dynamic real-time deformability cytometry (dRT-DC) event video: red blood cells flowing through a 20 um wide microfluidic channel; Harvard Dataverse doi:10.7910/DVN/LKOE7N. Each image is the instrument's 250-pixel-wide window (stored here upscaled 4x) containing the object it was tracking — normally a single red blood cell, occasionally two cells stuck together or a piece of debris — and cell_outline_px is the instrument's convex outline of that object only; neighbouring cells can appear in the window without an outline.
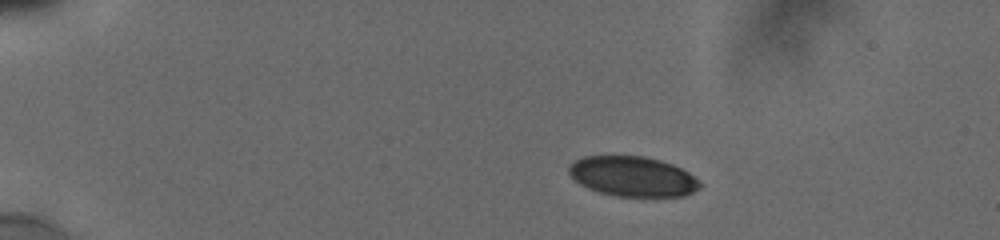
{"species": "human", "species_latin": "Homo sapiens", "temperature_condition": "cold", "stored_images_in_passage": 10, "camera_frame_rate_fps": 3000, "um_per_image_px": 0.085, "donor": {"sex": "male"}, "frame": {"image": 1, "passage_image": 4, "time_ms": 2.333, "image_size_px": [1000, 240], "cell_outline_px": [[700, 188], [684, 196], [616, 196], [600, 192], [588, 188], [580, 184], [568, 172], [568, 168], [576, 160], [584, 156], [644, 156], [660, 160], [672, 164], [688, 172], [700, 184]], "centroid_in_image_um": [53.77, 14.99], "position_along_channel_um": 31.2, "area_um2": 30.17}}